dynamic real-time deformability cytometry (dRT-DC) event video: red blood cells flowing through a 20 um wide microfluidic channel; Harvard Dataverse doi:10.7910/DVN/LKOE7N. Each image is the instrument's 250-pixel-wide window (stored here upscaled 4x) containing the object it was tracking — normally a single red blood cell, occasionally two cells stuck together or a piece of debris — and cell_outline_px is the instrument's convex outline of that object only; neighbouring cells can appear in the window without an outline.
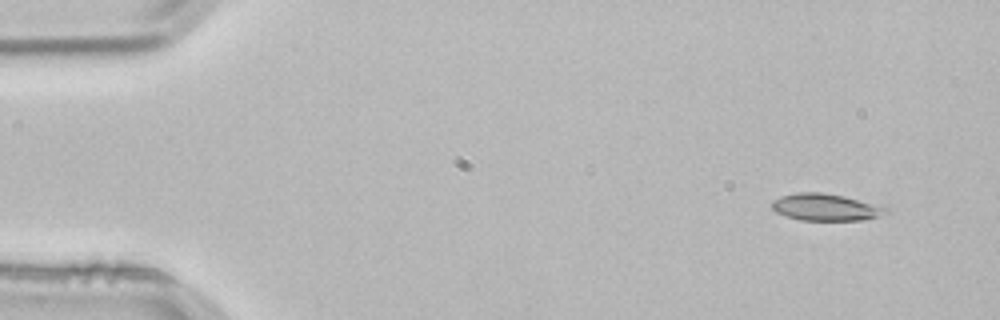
{"species": "common noctule bat (a hibernating species)", "species_latin": "Nyctalus noctula", "temperature_condition": "room temperature", "stored_images_in_passage": 3, "camera_frame_rate_fps": 3000, "um_per_image_px": 0.085, "animal": {"sex": "male", "body_mass_g": 21.5, "forearm_length_mm": 52.0}, "frame": {"image": 1, "passage_image": 1, "time_ms": 0.0, "image_size_px": [1000, 320], "cell_outline_px": [[888, 212], [876, 216], [860, 220], [800, 220], [776, 212], [772, 208], [772, 200], [780, 196], [796, 192], [820, 192], [844, 196], [888, 208]], "centroid_in_image_um": [70.12, 17.6], "position_along_channel_um": 14.9, "area_um2": 17.63}}